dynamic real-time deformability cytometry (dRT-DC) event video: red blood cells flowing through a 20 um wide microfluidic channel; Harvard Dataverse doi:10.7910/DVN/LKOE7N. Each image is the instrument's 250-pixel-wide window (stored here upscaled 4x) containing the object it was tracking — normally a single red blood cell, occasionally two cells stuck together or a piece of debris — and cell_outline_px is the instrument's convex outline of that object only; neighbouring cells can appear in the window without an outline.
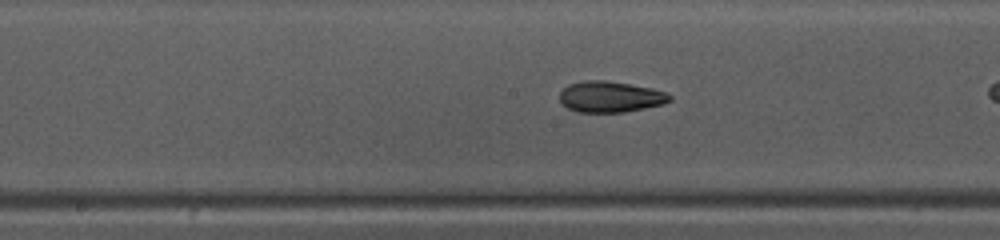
{"species": "common noctule bat (a hibernating species)", "species_latin": "Nyctalus noctula", "temperature_condition": "warm", "stored_images_in_passage": 24, "camera_frame_rate_fps": 3000, "um_per_image_px": 0.085, "animal": {"sex": "female", "body_mass_g": 10.0, "forearm_length_mm": 53.1}, "frame": {"image": 1, "passage_image": 11, "time_ms": 3.333, "image_size_px": [1000, 240], "cell_outline_px": [[672, 100], [664, 104], [624, 112], [576, 112], [568, 108], [560, 100], [560, 92], [568, 84], [584, 80], [604, 80], [652, 88], [668, 92], [672, 96]], "centroid_in_image_um": [51.9, 8.22], "position_along_channel_um": 196.3, "area_um2": 19.94}}
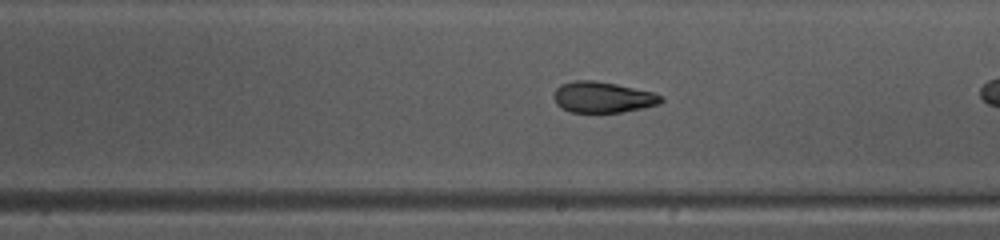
{"frame": {"image": 2, "passage_image": 14, "time_ms": 4.333, "image_size_px": [1000, 240], "cell_outline_px": [[664, 100], [660, 104], [644, 108], [620, 112], [572, 112], [560, 108], [556, 104], [552, 96], [556, 88], [560, 84], [572, 80], [596, 80], [616, 84], [652, 92], [664, 96]], "centroid_in_image_um": [51.21, 8.26], "position_along_channel_um": 237.8, "area_um2": 19.59}}
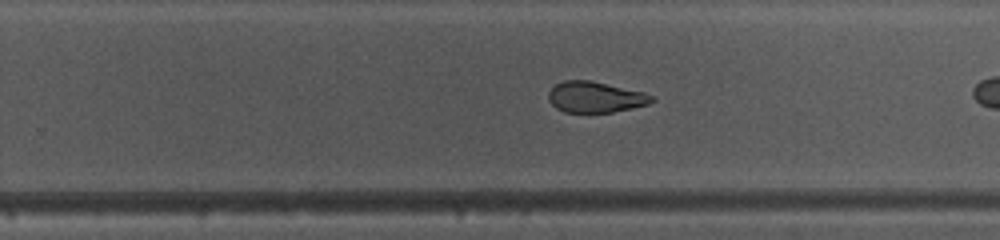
{"frame": {"image": 3, "passage_image": 17, "time_ms": 5.333, "image_size_px": [1000, 240], "cell_outline_px": [[656, 100], [648, 104], [632, 108], [612, 112], [564, 112], [556, 108], [548, 100], [548, 92], [556, 84], [564, 80], [588, 80], [644, 92], [652, 96]], "centroid_in_image_um": [50.59, 8.25], "position_along_channel_um": 279.2, "area_um2": 18.5}}